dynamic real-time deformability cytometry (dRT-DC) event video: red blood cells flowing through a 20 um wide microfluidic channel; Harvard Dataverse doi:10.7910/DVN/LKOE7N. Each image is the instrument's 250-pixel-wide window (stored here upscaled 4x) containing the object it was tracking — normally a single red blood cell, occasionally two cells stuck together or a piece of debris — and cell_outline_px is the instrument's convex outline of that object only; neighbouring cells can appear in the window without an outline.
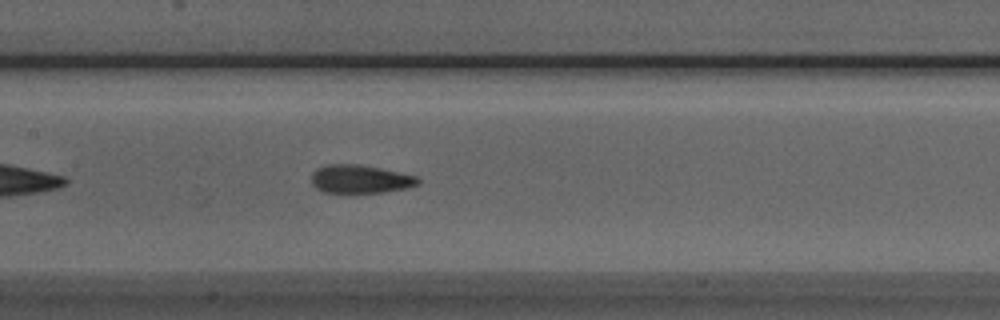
{"species": "Egyptian fruit bat (a non-hibernating species)", "species_latin": "Rousettus aegyptiacus", "temperature_condition": "room temperature", "stored_images_in_passage": 36, "camera_frame_rate_fps": 3000, "um_per_image_px": 0.085, "animal": {"sex": "male"}, "frame": {"image": 1, "passage_image": 12, "time_ms": 3.667, "image_size_px": [1000, 320], "cell_outline_px": [[420, 184], [408, 188], [384, 192], [320, 192], [312, 184], [312, 172], [320, 168], [332, 164], [356, 164], [380, 168], [416, 176], [420, 180]], "centroid_in_image_um": [30.64, 15.23], "position_along_channel_um": 176.8, "area_um2": 17.4}}
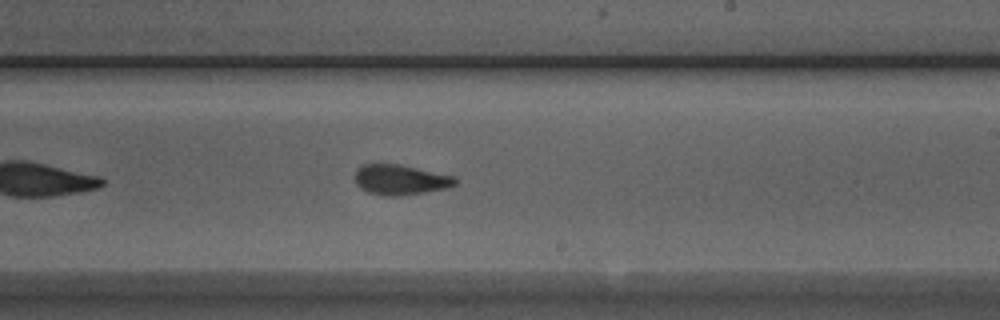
{"frame": {"image": 2, "passage_image": 18, "time_ms": 5.667, "image_size_px": [1000, 320], "cell_outline_px": [[460, 180], [456, 184], [448, 188], [400, 196], [384, 196], [368, 192], [360, 188], [356, 184], [356, 172], [364, 164], [400, 164], [456, 176]], "centroid_in_image_um": [34.1, 15.28], "position_along_channel_um": 254.9, "area_um2": 17.74}}
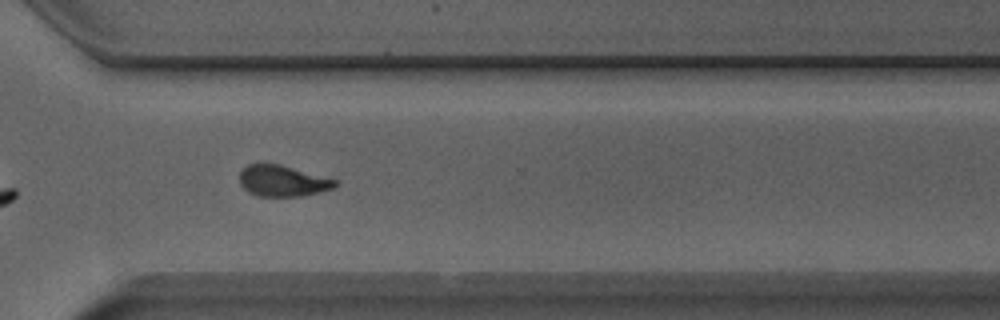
{"frame": {"image": 3, "passage_image": 25, "time_ms": 8.0, "image_size_px": [1000, 320], "cell_outline_px": [[336, 184], [332, 188], [320, 192], [304, 196], [260, 196], [248, 192], [240, 184], [240, 172], [248, 164], [280, 164], [336, 180]], "centroid_in_image_um": [24.0, 15.38], "position_along_channel_um": 346.6, "area_um2": 17.05}}